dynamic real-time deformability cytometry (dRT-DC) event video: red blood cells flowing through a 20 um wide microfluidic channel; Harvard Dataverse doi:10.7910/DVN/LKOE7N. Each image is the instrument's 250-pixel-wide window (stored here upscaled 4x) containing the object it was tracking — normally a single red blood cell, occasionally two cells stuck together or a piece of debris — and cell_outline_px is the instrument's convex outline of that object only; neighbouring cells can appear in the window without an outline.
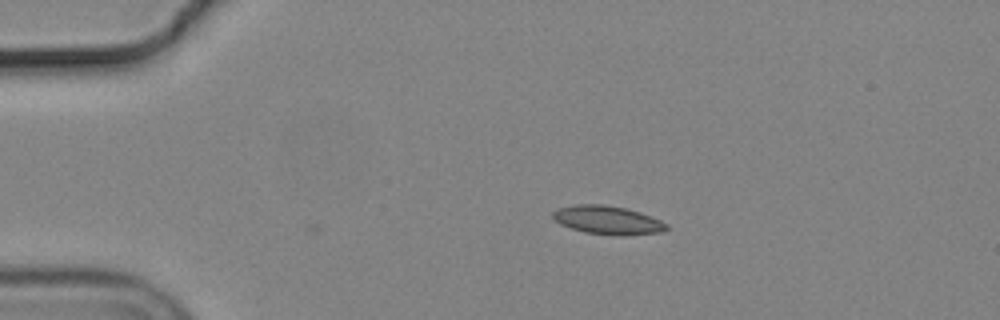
{"species": "common noctule bat (a hibernating species)", "species_latin": "Nyctalus noctula", "temperature_condition": "cold", "stored_images_in_passage": 2, "camera_frame_rate_fps": 3000, "um_per_image_px": 0.085, "animal": {"sex": "male", "body_mass_g": 19.2, "forearm_length_mm": 51.8}, "frame": {"image": 1, "passage_image": 2, "time_ms": 0.333, "image_size_px": [1000, 320], "cell_outline_px": [[668, 228], [660, 232], [624, 236], [584, 232], [560, 224], [552, 216], [552, 212], [556, 208], [576, 204], [604, 204], [628, 208], [640, 212], [660, 220], [668, 224]], "centroid_in_image_um": [51.64, 18.69], "position_along_channel_um": 33.4, "area_um2": 18.96}}